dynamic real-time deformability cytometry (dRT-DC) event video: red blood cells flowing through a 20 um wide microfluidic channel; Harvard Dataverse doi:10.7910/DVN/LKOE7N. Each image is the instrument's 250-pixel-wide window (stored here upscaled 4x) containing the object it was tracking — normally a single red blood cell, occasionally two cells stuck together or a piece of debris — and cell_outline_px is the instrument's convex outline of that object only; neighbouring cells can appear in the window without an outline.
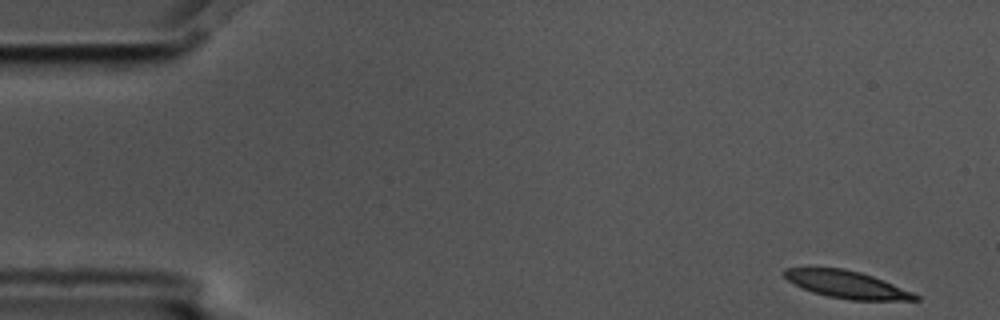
{"species": "common noctule bat (a hibernating species)", "species_latin": "Nyctalus noctula", "temperature_condition": "cold", "stored_images_in_passage": 5, "segment_of_instrument_passage": [1, 2], "camera_frame_rate_fps": 3000, "um_per_image_px": 0.085, "animal": {"sex": "male", "body_mass_g": 17.5, "forearm_length_mm": 52.3}, "frame": {"image": 1, "passage_image": 1, "time_ms": 0.0, "image_size_px": [1000, 320], "cell_outline_px": [[920, 300], [852, 300], [828, 296], [812, 292], [788, 280], [784, 276], [784, 268], [844, 268], [860, 272], [872, 276], [912, 292], [920, 296]], "centroid_in_image_um": [71.99, 24.18], "position_along_channel_um": 13.0, "area_um2": 20.46}}
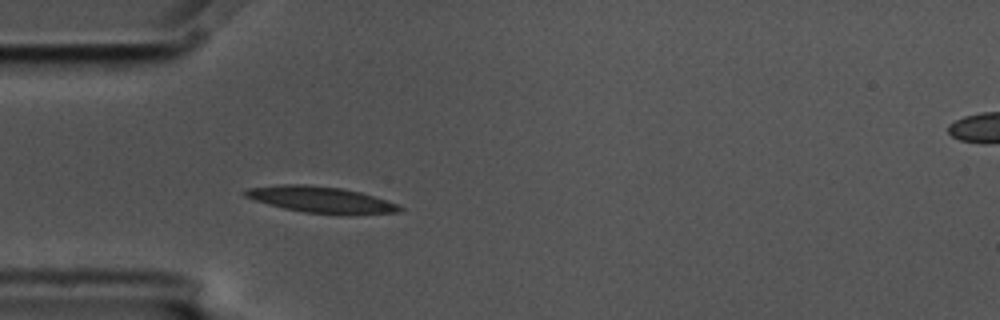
{"frame": {"image": 2, "passage_image": 4, "time_ms": 1.0, "image_size_px": [1000, 320], "cell_outline_px": [[404, 208], [400, 212], [304, 212], [284, 208], [268, 204], [244, 196], [240, 192], [248, 188], [276, 184], [304, 184], [340, 188], [360, 192], [400, 204]], "centroid_in_image_um": [27.17, 16.91], "position_along_channel_um": 57.8, "area_um2": 22.72}}